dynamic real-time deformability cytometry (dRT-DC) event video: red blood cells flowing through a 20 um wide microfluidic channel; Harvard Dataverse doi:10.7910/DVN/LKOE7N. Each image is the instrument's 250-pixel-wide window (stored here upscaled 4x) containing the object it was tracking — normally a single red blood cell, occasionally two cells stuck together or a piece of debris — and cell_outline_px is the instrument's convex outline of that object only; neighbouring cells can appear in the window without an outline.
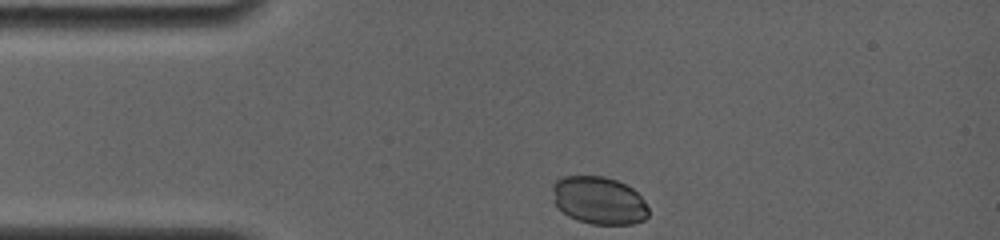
{"species": "common noctule bat (a hibernating species)", "species_latin": "Nyctalus noctula", "temperature_condition": "room temperature", "stored_images_in_passage": 30, "camera_frame_rate_fps": 4000, "um_per_image_px": 0.085, "animal": {"sex": "female", "body_mass_g": 19.0, "forearm_length_mm": 56.7}, "frame": {"image": 1, "passage_image": 1, "time_ms": 0.0, "image_size_px": [1000, 240], "cell_outline_px": [[648, 216], [644, 220], [632, 224], [592, 224], [568, 216], [556, 204], [552, 188], [552, 184], [556, 180], [564, 176], [604, 176], [616, 180], [632, 188], [644, 200], [648, 208]], "centroid_in_image_um": [50.92, 17.03], "position_along_channel_um": 34.1, "area_um2": 26.47}}
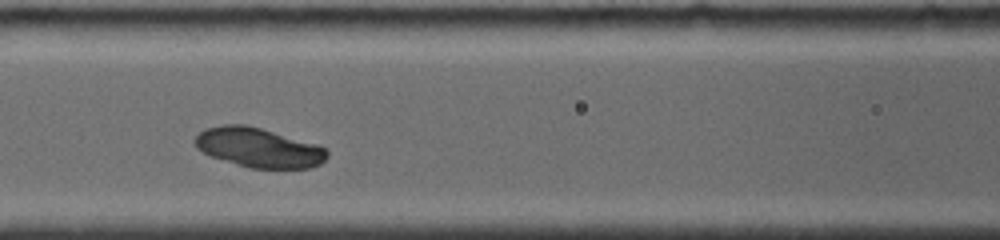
{"frame": {"image": 2, "passage_image": 23, "time_ms": 3.75, "image_size_px": [1000, 240], "cell_outline_px": [[328, 156], [320, 164], [312, 168], [248, 168], [212, 156], [196, 148], [192, 140], [204, 128], [224, 124], [244, 124], [260, 128], [316, 144], [324, 148], [328, 152]], "centroid_in_image_um": [21.96, 12.54], "position_along_channel_um": 144.6, "area_um2": 30.29}}
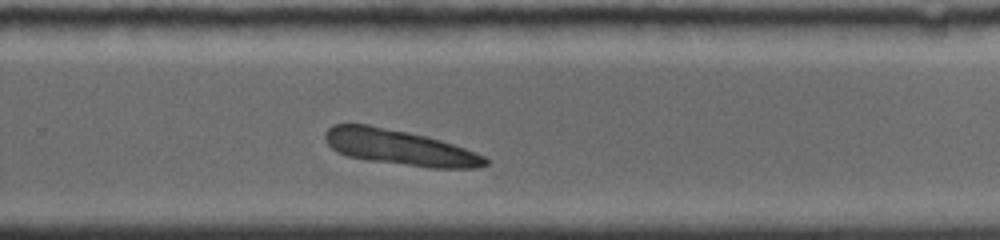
{"frame": {"image": 3, "passage_image": 30, "time_ms": 7.75, "image_size_px": [1000, 240], "cell_outline_px": [[488, 164], [476, 168], [428, 168], [368, 160], [348, 156], [332, 148], [328, 144], [324, 136], [324, 132], [332, 124], [368, 124], [408, 132], [440, 140], [476, 152], [484, 156], [488, 160]], "centroid_in_image_um": [33.96, 12.54], "position_along_channel_um": 295.8, "area_um2": 32.89}}